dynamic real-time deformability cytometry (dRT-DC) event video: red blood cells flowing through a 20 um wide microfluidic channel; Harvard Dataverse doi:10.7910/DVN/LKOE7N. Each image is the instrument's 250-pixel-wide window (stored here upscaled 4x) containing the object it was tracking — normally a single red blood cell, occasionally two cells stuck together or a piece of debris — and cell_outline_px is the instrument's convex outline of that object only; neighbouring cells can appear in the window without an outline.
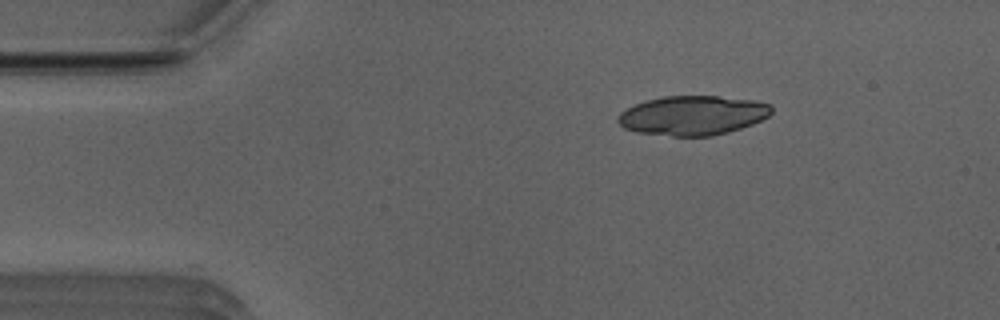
{"species": "Egyptian fruit bat (a non-hibernating species)", "species_latin": "Rousettus aegyptiacus", "temperature_condition": "room temperature", "stored_images_in_passage": 45, "segment_of_instrument_passage": [1, 2], "camera_frame_rate_fps": 3000, "um_per_image_px": 0.085, "animal": {"sex": "male"}, "frame": {"image": 1, "passage_image": 1, "time_ms": 0.0, "image_size_px": [1000, 320], "cell_outline_px": [[772, 112], [768, 116], [752, 124], [728, 132], [712, 136], [672, 136], [636, 132], [624, 128], [616, 120], [620, 112], [644, 100], [664, 96], [716, 96], [752, 100], [772, 104]], "centroid_in_image_um": [58.87, 9.81], "position_along_channel_um": 26.1, "area_um2": 35.26}}